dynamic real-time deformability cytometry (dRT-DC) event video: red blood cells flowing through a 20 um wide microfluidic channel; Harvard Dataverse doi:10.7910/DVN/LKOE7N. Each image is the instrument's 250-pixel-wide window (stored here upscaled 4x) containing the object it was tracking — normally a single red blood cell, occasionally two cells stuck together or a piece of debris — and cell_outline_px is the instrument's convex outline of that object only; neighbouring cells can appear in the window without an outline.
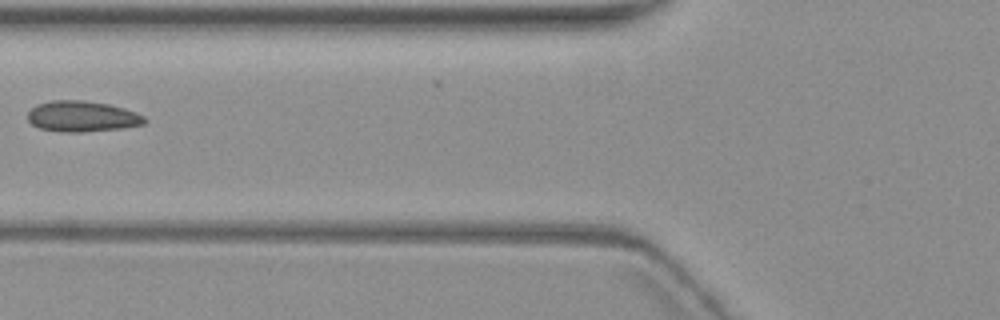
{"species": "common noctule bat (a hibernating species)", "species_latin": "Nyctalus noctula", "temperature_condition": "warm", "stored_images_in_passage": 4, "camera_frame_rate_fps": 3000, "um_per_image_px": 0.085, "animal": {"sex": "female", "body_mass_g": 19.3, "forearm_length_mm": 54.1}, "frame": {"image": 1, "passage_image": 4, "time_ms": 3.333, "image_size_px": [1000, 320], "cell_outline_px": [[148, 120], [144, 124], [120, 128], [80, 132], [64, 132], [40, 128], [32, 124], [28, 120], [28, 112], [36, 104], [52, 100], [84, 100], [108, 104], [124, 108], [136, 112], [144, 116]], "centroid_in_image_um": [6.98, 9.88], "position_along_channel_um": 118.8, "area_um2": 20.92}}